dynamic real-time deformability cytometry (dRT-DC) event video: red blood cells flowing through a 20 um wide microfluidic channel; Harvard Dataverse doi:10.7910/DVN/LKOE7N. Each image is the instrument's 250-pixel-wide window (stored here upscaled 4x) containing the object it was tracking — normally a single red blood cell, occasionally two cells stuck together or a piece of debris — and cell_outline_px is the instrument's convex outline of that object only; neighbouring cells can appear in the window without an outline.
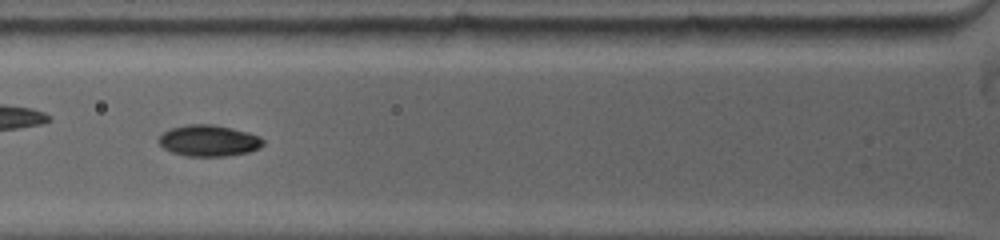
{"species": "common noctule bat (a hibernating species)", "species_latin": "Nyctalus noctula", "temperature_condition": "warm", "stored_images_in_passage": 46, "camera_frame_rate_fps": 5000, "um_per_image_px": 0.085, "animal": {"sex": "female", "body_mass_g": 19.0, "forearm_length_mm": 53.3}, "frame": {"image": 1, "passage_image": 11, "time_ms": 3.2, "image_size_px": [1000, 240], "cell_outline_px": [[264, 144], [260, 148], [248, 152], [224, 156], [188, 156], [172, 152], [164, 148], [160, 144], [160, 136], [164, 132], [172, 128], [184, 124], [212, 124], [248, 132], [260, 136], [264, 140]], "centroid_in_image_um": [17.78, 11.95], "position_along_channel_um": 108.0, "area_um2": 18.9}}
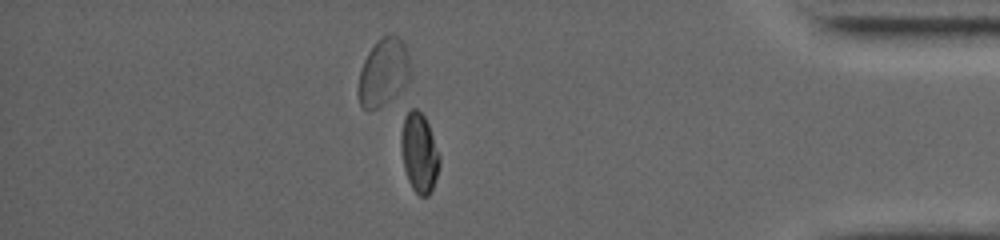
{"frame": {"image": 2, "passage_image": 34, "time_ms": 11.6, "image_size_px": [1000, 240], "cell_outline_px": [[440, 164], [432, 188], [428, 196], [420, 196], [412, 188], [408, 180], [404, 168], [400, 148], [400, 136], [404, 116], [412, 108], [416, 108], [424, 116], [428, 124], [440, 156]], "centroid_in_image_um": [35.61, 12.97], "position_along_channel_um": 399.6, "area_um2": 17.74}}
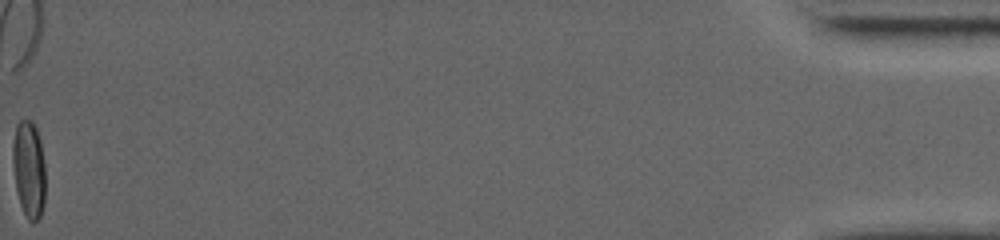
{"frame": {"image": 3, "passage_image": 46, "time_ms": 15.8, "image_size_px": [1000, 240], "cell_outline_px": [[44, 204], [40, 216], [32, 224], [24, 216], [20, 204], [16, 188], [12, 164], [12, 144], [16, 124], [20, 120], [32, 120], [36, 128], [40, 140], [44, 164]], "centroid_in_image_um": [2.43, 14.39], "position_along_channel_um": 432.8, "area_um2": 18.67}, "authors_computed_cell_mechanics": {"area_um2": 18.4093, "velocity_mm_per_s": 3.9447, "shape_relaxation_time_tau1_ms": 6.8519, "shape_relaxation_time_tau2_ms": 1.2913, "deformation_change_tau1": 0.2098, "deformation_change_tau2": 0.026}}